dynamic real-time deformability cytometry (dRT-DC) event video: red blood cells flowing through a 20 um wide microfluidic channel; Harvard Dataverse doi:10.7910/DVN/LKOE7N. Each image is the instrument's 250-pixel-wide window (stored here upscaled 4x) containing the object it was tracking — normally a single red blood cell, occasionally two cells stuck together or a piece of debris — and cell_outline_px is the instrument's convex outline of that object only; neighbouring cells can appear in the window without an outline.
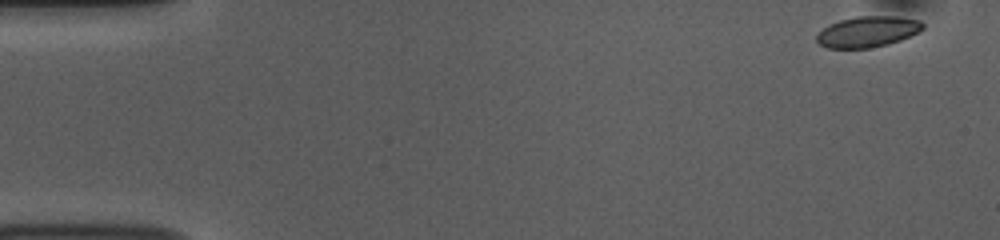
{"species": "common noctule bat (a hibernating species)", "species_latin": "Nyctalus noctula", "temperature_condition": "room temperature", "stored_images_in_passage": 52, "camera_frame_rate_fps": 3000, "um_per_image_px": 0.085, "animal": {"sex": "female", "body_mass_g": 10.0, "forearm_length_mm": 53.1}, "frame": {"image": 1, "passage_image": 1, "time_ms": 0.0, "image_size_px": [1000, 240], "cell_outline_px": [[924, 28], [920, 32], [900, 40], [888, 44], [868, 48], [828, 48], [820, 44], [816, 40], [816, 36], [824, 28], [840, 20], [856, 16], [896, 16], [920, 20], [924, 24]], "centroid_in_image_um": [73.79, 2.69], "position_along_channel_um": 11.2, "area_um2": 19.02}}
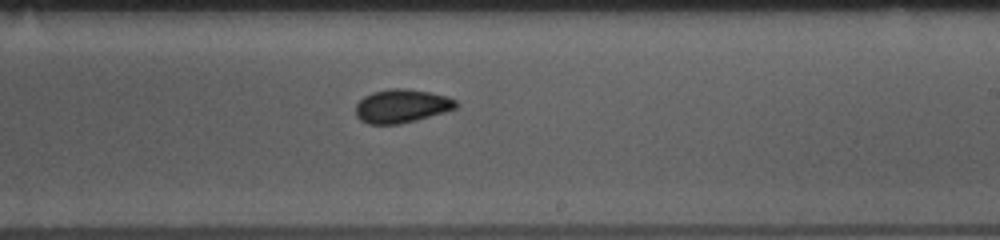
{"frame": {"image": 2, "passage_image": 30, "time_ms": 9.667, "image_size_px": [1000, 240], "cell_outline_px": [[460, 104], [456, 108], [444, 112], [416, 120], [400, 124], [368, 124], [360, 120], [356, 116], [356, 104], [364, 96], [372, 92], [388, 88], [408, 88], [448, 96], [456, 100]], "centroid_in_image_um": [34.14, 9.0], "position_along_channel_um": 254.9, "area_um2": 19.77}}
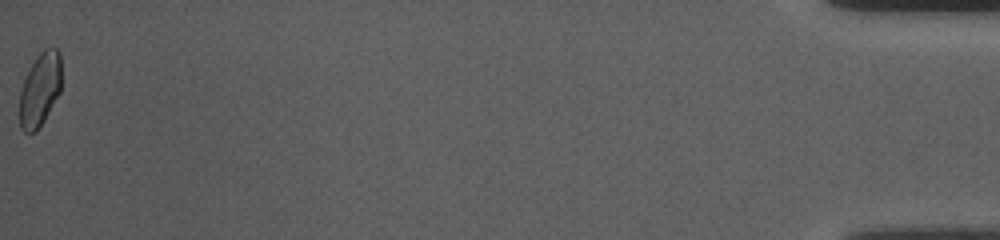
{"frame": {"image": 3, "passage_image": 52, "time_ms": 17.0, "image_size_px": [1000, 240], "cell_outline_px": [[60, 92], [44, 120], [36, 132], [24, 132], [20, 128], [20, 92], [24, 80], [32, 64], [40, 52], [44, 48], [56, 48], [60, 52]], "centroid_in_image_um": [3.4, 7.62], "position_along_channel_um": 431.8, "area_um2": 17.69}, "authors_computed_cell_mechanics": {"area_um2": 19.1318, "velocity_mm_per_s": 3.7524, "shape_relaxation_time_tau1_ms": 2.6506, "shape_relaxation_time_tau2_ms": 1.6409, "deformation_change_tau1": 0.0832, "deformation_change_tau2": 0.0507}}